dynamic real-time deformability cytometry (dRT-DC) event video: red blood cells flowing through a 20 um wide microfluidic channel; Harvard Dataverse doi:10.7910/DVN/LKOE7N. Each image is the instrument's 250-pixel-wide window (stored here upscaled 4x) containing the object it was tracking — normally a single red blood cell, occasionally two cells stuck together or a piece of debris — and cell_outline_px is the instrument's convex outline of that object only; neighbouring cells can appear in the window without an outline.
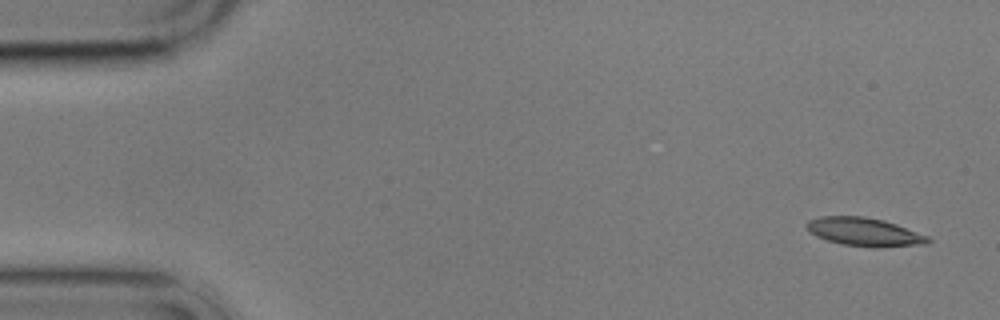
{"species": "common noctule bat (a hibernating species)", "species_latin": "Nyctalus noctula", "temperature_condition": "cold", "stored_images_in_passage": 5, "camera_frame_rate_fps": 3000, "um_per_image_px": 0.085, "animal": {"sex": "male", "body_mass_g": 17.9}, "frame": {"image": 1, "passage_image": 1, "time_ms": 0.0, "image_size_px": [1000, 320], "cell_outline_px": [[932, 240], [928, 244], [880, 248], [872, 248], [844, 244], [828, 240], [816, 236], [808, 232], [804, 224], [808, 220], [820, 216], [864, 216], [884, 220], [896, 224], [928, 236]], "centroid_in_image_um": [73.47, 19.72], "position_along_channel_um": 11.5, "area_um2": 20.35}}
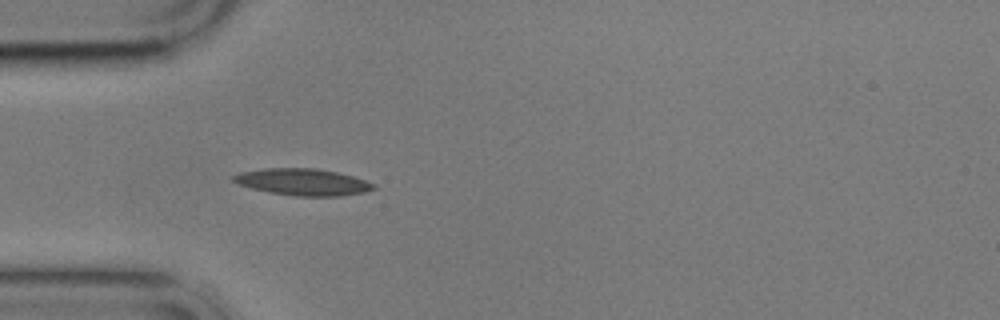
{"frame": {"image": 2, "passage_image": 5, "time_ms": 4.667, "image_size_px": [1000, 320], "cell_outline_px": [[376, 188], [364, 192], [340, 196], [296, 196], [268, 192], [252, 188], [240, 184], [232, 180], [232, 176], [240, 172], [264, 168], [316, 168], [336, 172], [352, 176], [376, 184]], "centroid_in_image_um": [25.74, 15.47], "position_along_channel_um": 59.3, "area_um2": 21.73}}